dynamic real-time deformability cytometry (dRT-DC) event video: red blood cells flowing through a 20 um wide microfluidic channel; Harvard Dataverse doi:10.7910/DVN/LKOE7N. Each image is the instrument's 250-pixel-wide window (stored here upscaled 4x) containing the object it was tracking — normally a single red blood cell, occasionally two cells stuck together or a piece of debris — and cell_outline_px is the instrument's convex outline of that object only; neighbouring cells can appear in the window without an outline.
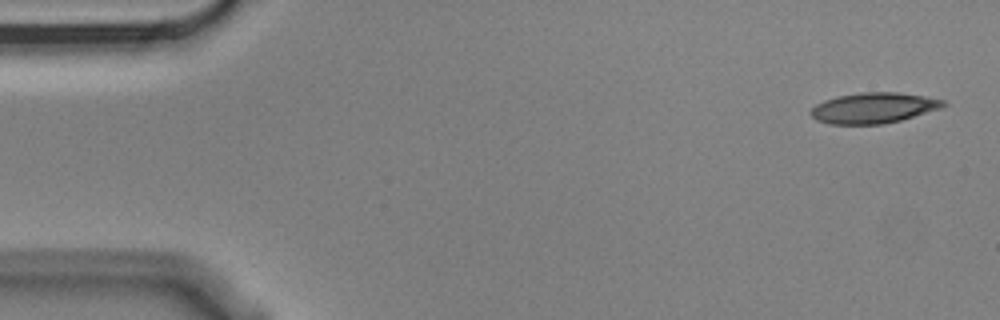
{"species": "Egyptian fruit bat (a non-hibernating species)", "species_latin": "Rousettus aegyptiacus", "temperature_condition": "cold", "stored_images_in_passage": 5, "camera_frame_rate_fps": 3000, "um_per_image_px": 0.085, "animal": {"sex": "male"}, "frame": {"image": 1, "passage_image": 1, "time_ms": 0.0, "image_size_px": [1000, 320], "cell_outline_px": [[948, 104], [940, 108], [900, 120], [884, 124], [828, 124], [816, 120], [808, 112], [816, 104], [824, 100], [840, 96], [860, 92], [896, 92], [924, 96], [944, 100]], "centroid_in_image_um": [74.22, 9.17], "position_along_channel_um": 10.8, "area_um2": 23.52}}
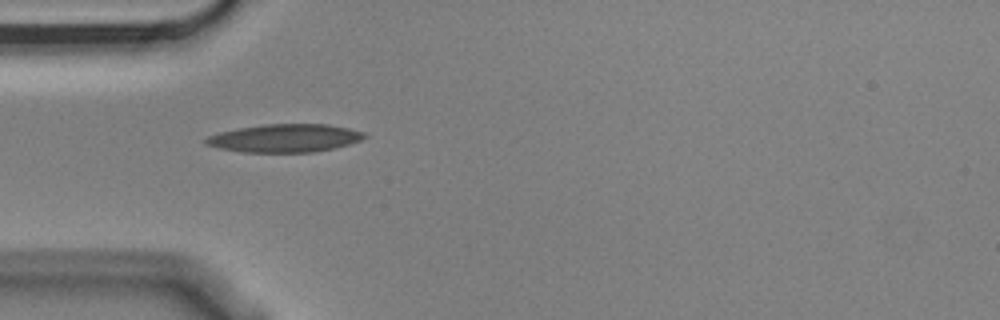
{"frame": {"image": 2, "passage_image": 5, "time_ms": 1.333, "image_size_px": [1000, 320], "cell_outline_px": [[368, 136], [360, 140], [348, 144], [332, 148], [312, 152], [244, 152], [220, 148], [204, 144], [204, 140], [208, 136], [220, 132], [236, 128], [264, 124], [328, 124], [348, 128], [364, 132]], "centroid_in_image_um": [24.19, 11.73], "position_along_channel_um": 60.8, "area_um2": 25.84}}